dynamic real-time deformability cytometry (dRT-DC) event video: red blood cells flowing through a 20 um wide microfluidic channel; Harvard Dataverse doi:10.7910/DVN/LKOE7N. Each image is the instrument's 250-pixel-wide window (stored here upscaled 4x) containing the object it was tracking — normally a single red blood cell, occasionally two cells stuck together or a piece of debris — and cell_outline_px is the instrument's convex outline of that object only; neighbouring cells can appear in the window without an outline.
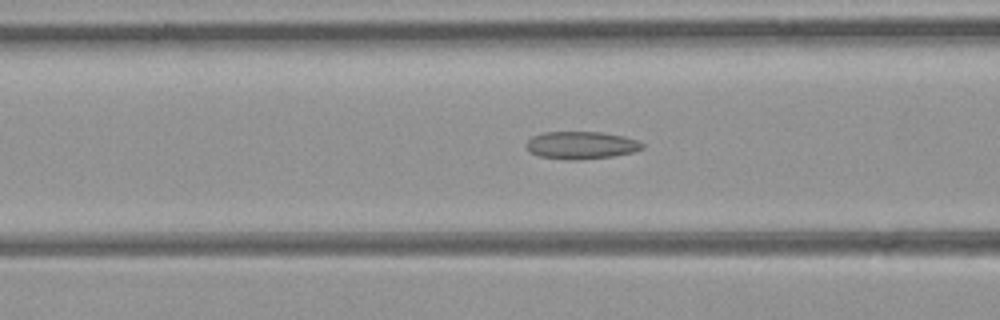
{"species": "common noctule bat (a hibernating species)", "species_latin": "Nyctalus noctula", "temperature_condition": "room temperature", "stored_images_in_passage": 41, "camera_frame_rate_fps": 3000, "um_per_image_px": 0.085, "animal": {"sex": "female", "body_mass_g": 21.9}, "frame": {"image": 1, "passage_image": 18, "time_ms": 5.667, "image_size_px": [1000, 320], "cell_outline_px": [[644, 148], [636, 152], [612, 156], [580, 160], [564, 160], [540, 156], [532, 152], [524, 144], [532, 136], [544, 132], [600, 132], [624, 136], [636, 140], [644, 144]], "centroid_in_image_um": [49.42, 12.35], "position_along_channel_um": 117.2, "area_um2": 18.73}}
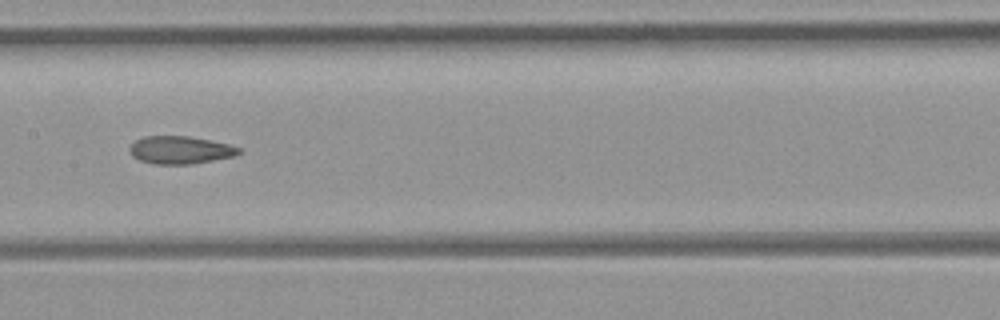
{"frame": {"image": 2, "passage_image": 23, "time_ms": 7.333, "image_size_px": [1000, 320], "cell_outline_px": [[240, 152], [236, 156], [192, 164], [156, 164], [140, 160], [132, 156], [128, 148], [136, 140], [144, 136], [188, 136], [212, 140], [228, 144], [240, 148]], "centroid_in_image_um": [15.33, 12.75], "position_along_channel_um": 192.1, "area_um2": 17.69}}
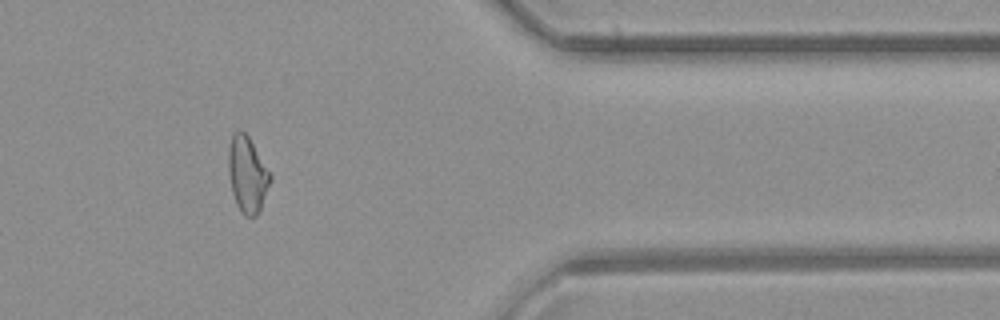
{"frame": {"image": 3, "passage_image": 38, "time_ms": 12.333, "image_size_px": [1000, 320], "cell_outline_px": [[272, 180], [260, 208], [256, 216], [244, 216], [236, 204], [232, 192], [228, 168], [228, 148], [232, 132], [236, 128], [240, 128], [248, 136], [272, 176]], "centroid_in_image_um": [21.0, 14.78], "position_along_channel_um": 390.4, "area_um2": 18.55}, "authors_computed_cell_mechanics": {"area_um2": 18.5538, "velocity_mm_per_s": 4.4642, "shape_relaxation_time_tau1_ms": null, "shape_relaxation_time_tau2_ms": 2.9674, "deformation_change_tau1": null, "deformation_change_tau2": 0.1118}}